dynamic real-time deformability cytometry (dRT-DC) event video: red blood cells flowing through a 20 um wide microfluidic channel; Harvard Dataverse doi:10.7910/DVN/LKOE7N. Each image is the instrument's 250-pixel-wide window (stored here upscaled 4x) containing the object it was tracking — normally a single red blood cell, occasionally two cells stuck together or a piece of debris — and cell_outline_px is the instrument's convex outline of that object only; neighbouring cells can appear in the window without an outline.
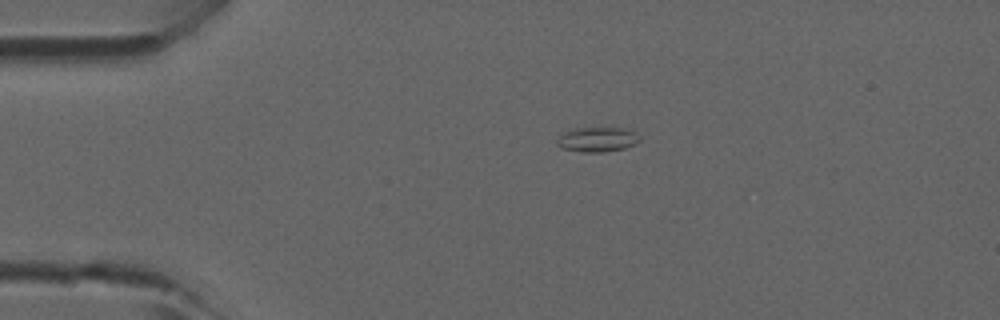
{"species": "common noctule bat (a hibernating species)", "species_latin": "Nyctalus noctula", "temperature_condition": "room temperature", "stored_images_in_passage": 2, "camera_frame_rate_fps": 3000, "um_per_image_px": 0.085, "animal": {"sex": "male", "forearm_length_mm": 52.5}, "frame": {"image": 1, "passage_image": 1, "time_ms": 0.0, "image_size_px": [1000, 320], "cell_outline_px": [[640, 140], [624, 148], [604, 152], [584, 152], [560, 148], [556, 144], [556, 140], [564, 132], [572, 128], [620, 128], [636, 132], [640, 136]], "centroid_in_image_um": [50.73, 11.85], "position_along_channel_um": 34.3, "area_um2": 11.85}}